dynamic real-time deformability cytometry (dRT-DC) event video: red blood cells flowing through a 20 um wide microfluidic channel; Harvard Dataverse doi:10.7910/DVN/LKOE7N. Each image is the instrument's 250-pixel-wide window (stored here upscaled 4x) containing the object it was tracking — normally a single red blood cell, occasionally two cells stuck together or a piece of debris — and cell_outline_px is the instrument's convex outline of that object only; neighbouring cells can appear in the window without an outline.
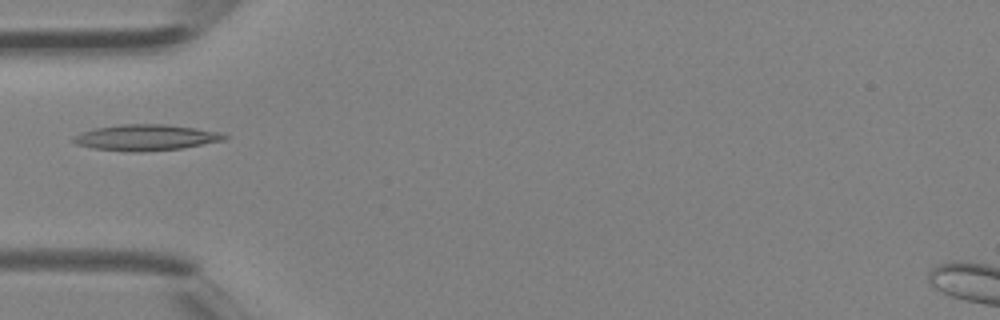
{"species": "Egyptian fruit bat (a non-hibernating species)", "species_latin": "Rousettus aegyptiacus", "temperature_condition": "room temperature", "stored_images_in_passage": 4, "camera_frame_rate_fps": 3000, "um_per_image_px": 0.085, "animal": {"sex": "female"}, "frame": {"image": 1, "passage_image": 4, "time_ms": 1.0, "image_size_px": [1000, 320], "cell_outline_px": [[228, 136], [224, 140], [180, 148], [140, 152], [132, 152], [92, 148], [76, 144], [72, 140], [72, 136], [96, 128], [120, 124], [164, 124], [196, 128], [220, 132]], "centroid_in_image_um": [12.38, 11.68], "position_along_channel_um": 72.6, "area_um2": 22.66}}